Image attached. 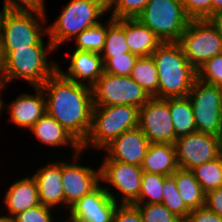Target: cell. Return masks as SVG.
<instances>
[{"label":"cell","mask_w":222,"mask_h":222,"mask_svg":"<svg viewBox=\"0 0 222 222\" xmlns=\"http://www.w3.org/2000/svg\"><path fill=\"white\" fill-rule=\"evenodd\" d=\"M41 88L47 97L46 113L82 145L91 129L92 87L68 80L56 71Z\"/></svg>","instance_id":"obj_1"},{"label":"cell","mask_w":222,"mask_h":222,"mask_svg":"<svg viewBox=\"0 0 222 222\" xmlns=\"http://www.w3.org/2000/svg\"><path fill=\"white\" fill-rule=\"evenodd\" d=\"M152 57L158 73V98L187 96L197 79V70L185 57L180 44L162 42Z\"/></svg>","instance_id":"obj_2"},{"label":"cell","mask_w":222,"mask_h":222,"mask_svg":"<svg viewBox=\"0 0 222 222\" xmlns=\"http://www.w3.org/2000/svg\"><path fill=\"white\" fill-rule=\"evenodd\" d=\"M41 38L31 48L1 50L3 56V72L1 83L6 87L12 80L22 78L33 87H41L44 82L57 71V64H50L48 52L54 51L49 40L47 47ZM47 48V49H46Z\"/></svg>","instance_id":"obj_3"},{"label":"cell","mask_w":222,"mask_h":222,"mask_svg":"<svg viewBox=\"0 0 222 222\" xmlns=\"http://www.w3.org/2000/svg\"><path fill=\"white\" fill-rule=\"evenodd\" d=\"M107 11V0H71L58 18L48 26L47 33L54 49L101 21Z\"/></svg>","instance_id":"obj_4"},{"label":"cell","mask_w":222,"mask_h":222,"mask_svg":"<svg viewBox=\"0 0 222 222\" xmlns=\"http://www.w3.org/2000/svg\"><path fill=\"white\" fill-rule=\"evenodd\" d=\"M139 108L132 105L94 106L91 129L81 150L103 149L123 132L137 128Z\"/></svg>","instance_id":"obj_5"},{"label":"cell","mask_w":222,"mask_h":222,"mask_svg":"<svg viewBox=\"0 0 222 222\" xmlns=\"http://www.w3.org/2000/svg\"><path fill=\"white\" fill-rule=\"evenodd\" d=\"M161 42H178L191 20L182 0H149L136 18Z\"/></svg>","instance_id":"obj_6"},{"label":"cell","mask_w":222,"mask_h":222,"mask_svg":"<svg viewBox=\"0 0 222 222\" xmlns=\"http://www.w3.org/2000/svg\"><path fill=\"white\" fill-rule=\"evenodd\" d=\"M178 43L196 70L222 53V36L210 19L190 20Z\"/></svg>","instance_id":"obj_7"},{"label":"cell","mask_w":222,"mask_h":222,"mask_svg":"<svg viewBox=\"0 0 222 222\" xmlns=\"http://www.w3.org/2000/svg\"><path fill=\"white\" fill-rule=\"evenodd\" d=\"M187 96L197 132L222 137V88L197 78Z\"/></svg>","instance_id":"obj_8"},{"label":"cell","mask_w":222,"mask_h":222,"mask_svg":"<svg viewBox=\"0 0 222 222\" xmlns=\"http://www.w3.org/2000/svg\"><path fill=\"white\" fill-rule=\"evenodd\" d=\"M94 106L132 105L141 108L151 98L130 76L106 72L92 86Z\"/></svg>","instance_id":"obj_9"},{"label":"cell","mask_w":222,"mask_h":222,"mask_svg":"<svg viewBox=\"0 0 222 222\" xmlns=\"http://www.w3.org/2000/svg\"><path fill=\"white\" fill-rule=\"evenodd\" d=\"M46 19L45 15L36 13L7 11L1 27V50L31 48L43 35H47V29L43 30V25L40 22L41 20L47 21Z\"/></svg>","instance_id":"obj_10"},{"label":"cell","mask_w":222,"mask_h":222,"mask_svg":"<svg viewBox=\"0 0 222 222\" xmlns=\"http://www.w3.org/2000/svg\"><path fill=\"white\" fill-rule=\"evenodd\" d=\"M138 127L150 143L175 144L177 137L169 111V98L151 97L139 108Z\"/></svg>","instance_id":"obj_11"},{"label":"cell","mask_w":222,"mask_h":222,"mask_svg":"<svg viewBox=\"0 0 222 222\" xmlns=\"http://www.w3.org/2000/svg\"><path fill=\"white\" fill-rule=\"evenodd\" d=\"M175 148L179 169L191 171L221 156V137L196 132L177 138Z\"/></svg>","instance_id":"obj_12"},{"label":"cell","mask_w":222,"mask_h":222,"mask_svg":"<svg viewBox=\"0 0 222 222\" xmlns=\"http://www.w3.org/2000/svg\"><path fill=\"white\" fill-rule=\"evenodd\" d=\"M108 188L99 185L72 205L68 222H113L119 200Z\"/></svg>","instance_id":"obj_13"},{"label":"cell","mask_w":222,"mask_h":222,"mask_svg":"<svg viewBox=\"0 0 222 222\" xmlns=\"http://www.w3.org/2000/svg\"><path fill=\"white\" fill-rule=\"evenodd\" d=\"M143 170L141 166L104 160L100 165L101 182L113 185L121 194L120 204H132L140 194Z\"/></svg>","instance_id":"obj_14"},{"label":"cell","mask_w":222,"mask_h":222,"mask_svg":"<svg viewBox=\"0 0 222 222\" xmlns=\"http://www.w3.org/2000/svg\"><path fill=\"white\" fill-rule=\"evenodd\" d=\"M62 186L65 205L69 208L85 195L90 194L98 186L100 180V167L94 170L89 166H81L62 161Z\"/></svg>","instance_id":"obj_15"},{"label":"cell","mask_w":222,"mask_h":222,"mask_svg":"<svg viewBox=\"0 0 222 222\" xmlns=\"http://www.w3.org/2000/svg\"><path fill=\"white\" fill-rule=\"evenodd\" d=\"M149 144L139 127L125 131L103 148L107 154L104 160L141 166Z\"/></svg>","instance_id":"obj_16"},{"label":"cell","mask_w":222,"mask_h":222,"mask_svg":"<svg viewBox=\"0 0 222 222\" xmlns=\"http://www.w3.org/2000/svg\"><path fill=\"white\" fill-rule=\"evenodd\" d=\"M67 73L57 66V71L66 79L92 87L104 72L100 53L74 50Z\"/></svg>","instance_id":"obj_17"},{"label":"cell","mask_w":222,"mask_h":222,"mask_svg":"<svg viewBox=\"0 0 222 222\" xmlns=\"http://www.w3.org/2000/svg\"><path fill=\"white\" fill-rule=\"evenodd\" d=\"M36 180L41 204L56 208L65 205L62 186V162L48 163L32 175ZM56 206V207H55Z\"/></svg>","instance_id":"obj_18"},{"label":"cell","mask_w":222,"mask_h":222,"mask_svg":"<svg viewBox=\"0 0 222 222\" xmlns=\"http://www.w3.org/2000/svg\"><path fill=\"white\" fill-rule=\"evenodd\" d=\"M36 94H20L9 107L10 120L21 128L30 129L45 113L46 100L41 87Z\"/></svg>","instance_id":"obj_19"},{"label":"cell","mask_w":222,"mask_h":222,"mask_svg":"<svg viewBox=\"0 0 222 222\" xmlns=\"http://www.w3.org/2000/svg\"><path fill=\"white\" fill-rule=\"evenodd\" d=\"M43 144L50 146L71 145L74 149V161L77 162L81 152V144L54 118L45 113L30 129ZM76 155V156H75Z\"/></svg>","instance_id":"obj_20"},{"label":"cell","mask_w":222,"mask_h":222,"mask_svg":"<svg viewBox=\"0 0 222 222\" xmlns=\"http://www.w3.org/2000/svg\"><path fill=\"white\" fill-rule=\"evenodd\" d=\"M4 203L11 218L40 205L37 183L33 176L24 177L13 183L6 191Z\"/></svg>","instance_id":"obj_21"},{"label":"cell","mask_w":222,"mask_h":222,"mask_svg":"<svg viewBox=\"0 0 222 222\" xmlns=\"http://www.w3.org/2000/svg\"><path fill=\"white\" fill-rule=\"evenodd\" d=\"M141 169L147 173L171 176L179 169L175 144L150 143Z\"/></svg>","instance_id":"obj_22"},{"label":"cell","mask_w":222,"mask_h":222,"mask_svg":"<svg viewBox=\"0 0 222 222\" xmlns=\"http://www.w3.org/2000/svg\"><path fill=\"white\" fill-rule=\"evenodd\" d=\"M125 37L131 53L151 56L162 43L160 39L138 19H125Z\"/></svg>","instance_id":"obj_23"},{"label":"cell","mask_w":222,"mask_h":222,"mask_svg":"<svg viewBox=\"0 0 222 222\" xmlns=\"http://www.w3.org/2000/svg\"><path fill=\"white\" fill-rule=\"evenodd\" d=\"M169 111L177 138L197 132L194 112L188 96L169 98Z\"/></svg>","instance_id":"obj_24"},{"label":"cell","mask_w":222,"mask_h":222,"mask_svg":"<svg viewBox=\"0 0 222 222\" xmlns=\"http://www.w3.org/2000/svg\"><path fill=\"white\" fill-rule=\"evenodd\" d=\"M171 176L175 179L177 190L190 210L205 205L206 193L191 171L178 169Z\"/></svg>","instance_id":"obj_25"},{"label":"cell","mask_w":222,"mask_h":222,"mask_svg":"<svg viewBox=\"0 0 222 222\" xmlns=\"http://www.w3.org/2000/svg\"><path fill=\"white\" fill-rule=\"evenodd\" d=\"M106 24V40L104 48L100 53L103 62L109 57L130 52L125 37V19L115 20L110 16Z\"/></svg>","instance_id":"obj_26"},{"label":"cell","mask_w":222,"mask_h":222,"mask_svg":"<svg viewBox=\"0 0 222 222\" xmlns=\"http://www.w3.org/2000/svg\"><path fill=\"white\" fill-rule=\"evenodd\" d=\"M130 77L138 83L150 97L158 98V73L152 55L138 57L130 73Z\"/></svg>","instance_id":"obj_27"},{"label":"cell","mask_w":222,"mask_h":222,"mask_svg":"<svg viewBox=\"0 0 222 222\" xmlns=\"http://www.w3.org/2000/svg\"><path fill=\"white\" fill-rule=\"evenodd\" d=\"M205 193L222 187V155L191 170Z\"/></svg>","instance_id":"obj_28"},{"label":"cell","mask_w":222,"mask_h":222,"mask_svg":"<svg viewBox=\"0 0 222 222\" xmlns=\"http://www.w3.org/2000/svg\"><path fill=\"white\" fill-rule=\"evenodd\" d=\"M168 176L143 172L139 197L132 204L162 203L163 184Z\"/></svg>","instance_id":"obj_29"},{"label":"cell","mask_w":222,"mask_h":222,"mask_svg":"<svg viewBox=\"0 0 222 222\" xmlns=\"http://www.w3.org/2000/svg\"><path fill=\"white\" fill-rule=\"evenodd\" d=\"M107 25L101 22L89 27L77 35L76 50L101 53L106 40Z\"/></svg>","instance_id":"obj_30"},{"label":"cell","mask_w":222,"mask_h":222,"mask_svg":"<svg viewBox=\"0 0 222 222\" xmlns=\"http://www.w3.org/2000/svg\"><path fill=\"white\" fill-rule=\"evenodd\" d=\"M162 188V204L182 221H184L191 210L186 206L183 199L181 198L175 184V179L172 176H168L164 180Z\"/></svg>","instance_id":"obj_31"},{"label":"cell","mask_w":222,"mask_h":222,"mask_svg":"<svg viewBox=\"0 0 222 222\" xmlns=\"http://www.w3.org/2000/svg\"><path fill=\"white\" fill-rule=\"evenodd\" d=\"M149 0H107V11L117 19H136Z\"/></svg>","instance_id":"obj_32"},{"label":"cell","mask_w":222,"mask_h":222,"mask_svg":"<svg viewBox=\"0 0 222 222\" xmlns=\"http://www.w3.org/2000/svg\"><path fill=\"white\" fill-rule=\"evenodd\" d=\"M133 205L139 209L143 222H183L162 203Z\"/></svg>","instance_id":"obj_33"},{"label":"cell","mask_w":222,"mask_h":222,"mask_svg":"<svg viewBox=\"0 0 222 222\" xmlns=\"http://www.w3.org/2000/svg\"><path fill=\"white\" fill-rule=\"evenodd\" d=\"M138 57L131 52L109 57L104 61V72L112 75L130 76Z\"/></svg>","instance_id":"obj_34"},{"label":"cell","mask_w":222,"mask_h":222,"mask_svg":"<svg viewBox=\"0 0 222 222\" xmlns=\"http://www.w3.org/2000/svg\"><path fill=\"white\" fill-rule=\"evenodd\" d=\"M197 78L222 88V53L206 61L198 68Z\"/></svg>","instance_id":"obj_35"},{"label":"cell","mask_w":222,"mask_h":222,"mask_svg":"<svg viewBox=\"0 0 222 222\" xmlns=\"http://www.w3.org/2000/svg\"><path fill=\"white\" fill-rule=\"evenodd\" d=\"M187 16L192 19H210L212 0H182Z\"/></svg>","instance_id":"obj_36"},{"label":"cell","mask_w":222,"mask_h":222,"mask_svg":"<svg viewBox=\"0 0 222 222\" xmlns=\"http://www.w3.org/2000/svg\"><path fill=\"white\" fill-rule=\"evenodd\" d=\"M8 12H24L45 15L44 0H4Z\"/></svg>","instance_id":"obj_37"},{"label":"cell","mask_w":222,"mask_h":222,"mask_svg":"<svg viewBox=\"0 0 222 222\" xmlns=\"http://www.w3.org/2000/svg\"><path fill=\"white\" fill-rule=\"evenodd\" d=\"M51 210L52 207L40 204L15 215L12 219L13 222H53Z\"/></svg>","instance_id":"obj_38"},{"label":"cell","mask_w":222,"mask_h":222,"mask_svg":"<svg viewBox=\"0 0 222 222\" xmlns=\"http://www.w3.org/2000/svg\"><path fill=\"white\" fill-rule=\"evenodd\" d=\"M113 222H143L139 209L133 204H118Z\"/></svg>","instance_id":"obj_39"},{"label":"cell","mask_w":222,"mask_h":222,"mask_svg":"<svg viewBox=\"0 0 222 222\" xmlns=\"http://www.w3.org/2000/svg\"><path fill=\"white\" fill-rule=\"evenodd\" d=\"M183 222H222V217L204 205L191 210Z\"/></svg>","instance_id":"obj_40"},{"label":"cell","mask_w":222,"mask_h":222,"mask_svg":"<svg viewBox=\"0 0 222 222\" xmlns=\"http://www.w3.org/2000/svg\"><path fill=\"white\" fill-rule=\"evenodd\" d=\"M205 206L222 217V187L206 193Z\"/></svg>","instance_id":"obj_41"},{"label":"cell","mask_w":222,"mask_h":222,"mask_svg":"<svg viewBox=\"0 0 222 222\" xmlns=\"http://www.w3.org/2000/svg\"><path fill=\"white\" fill-rule=\"evenodd\" d=\"M210 20L215 24L217 27L218 31L220 32L222 36V11L216 13L213 15Z\"/></svg>","instance_id":"obj_42"},{"label":"cell","mask_w":222,"mask_h":222,"mask_svg":"<svg viewBox=\"0 0 222 222\" xmlns=\"http://www.w3.org/2000/svg\"><path fill=\"white\" fill-rule=\"evenodd\" d=\"M222 11V0H212V16Z\"/></svg>","instance_id":"obj_43"},{"label":"cell","mask_w":222,"mask_h":222,"mask_svg":"<svg viewBox=\"0 0 222 222\" xmlns=\"http://www.w3.org/2000/svg\"><path fill=\"white\" fill-rule=\"evenodd\" d=\"M7 12L6 8L3 6V9L0 11V34H1V27H2V22L5 13Z\"/></svg>","instance_id":"obj_44"},{"label":"cell","mask_w":222,"mask_h":222,"mask_svg":"<svg viewBox=\"0 0 222 222\" xmlns=\"http://www.w3.org/2000/svg\"><path fill=\"white\" fill-rule=\"evenodd\" d=\"M5 86L0 82V113H1V110L3 109V106H5L6 104H4V102H3V100H1L2 99V97H1V91H2V89L4 88ZM1 115V114H0Z\"/></svg>","instance_id":"obj_45"},{"label":"cell","mask_w":222,"mask_h":222,"mask_svg":"<svg viewBox=\"0 0 222 222\" xmlns=\"http://www.w3.org/2000/svg\"><path fill=\"white\" fill-rule=\"evenodd\" d=\"M2 72H3V56L1 53V47H0V82H1V78H2Z\"/></svg>","instance_id":"obj_46"},{"label":"cell","mask_w":222,"mask_h":222,"mask_svg":"<svg viewBox=\"0 0 222 222\" xmlns=\"http://www.w3.org/2000/svg\"><path fill=\"white\" fill-rule=\"evenodd\" d=\"M0 222H13V219L7 215L0 216Z\"/></svg>","instance_id":"obj_47"},{"label":"cell","mask_w":222,"mask_h":222,"mask_svg":"<svg viewBox=\"0 0 222 222\" xmlns=\"http://www.w3.org/2000/svg\"><path fill=\"white\" fill-rule=\"evenodd\" d=\"M221 155H222V137H221Z\"/></svg>","instance_id":"obj_48"}]
</instances>
